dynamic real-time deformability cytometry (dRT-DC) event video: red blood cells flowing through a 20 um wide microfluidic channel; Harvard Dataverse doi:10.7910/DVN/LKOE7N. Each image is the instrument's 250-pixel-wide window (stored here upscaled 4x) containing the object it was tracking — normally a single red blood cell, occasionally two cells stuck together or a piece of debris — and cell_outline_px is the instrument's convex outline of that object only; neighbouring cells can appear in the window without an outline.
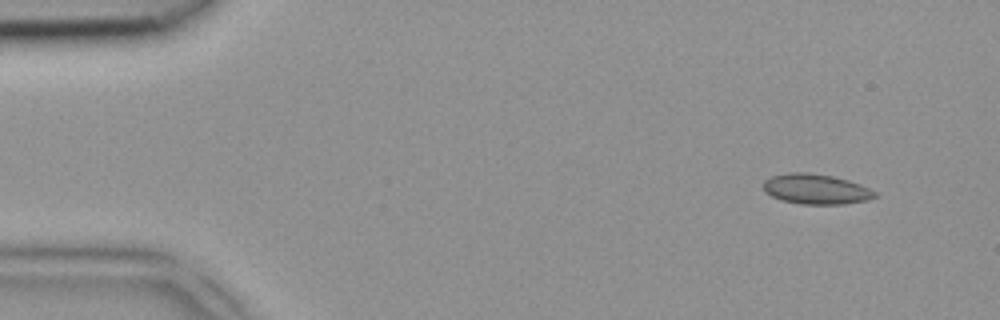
{"species": "common noctule bat (a hibernating species)", "species_latin": "Nyctalus noctula", "temperature_condition": "room temperature", "stored_images_in_passage": 4, "camera_frame_rate_fps": 3000, "um_per_image_px": 0.085, "animal": {"sex": "female", "body_mass_g": 18.4}, "frame": {"image": 1, "passage_image": 1, "time_ms": 0.0, "image_size_px": [1000, 320], "cell_outline_px": [[876, 196], [864, 200], [840, 204], [800, 204], [784, 200], [772, 196], [764, 192], [764, 180], [772, 176], [788, 172], [808, 172], [832, 176], [848, 180], [860, 184], [876, 192]], "centroid_in_image_um": [69.32, 16.06], "position_along_channel_um": 15.7, "area_um2": 19.36}}
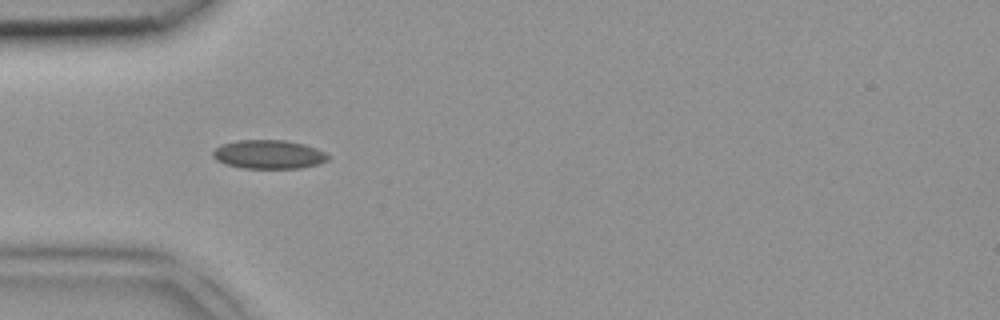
{"frame": {"image": 2, "passage_image": 3, "time_ms": 0.667, "image_size_px": [1000, 320], "cell_outline_px": [[332, 156], [328, 160], [320, 164], [300, 168], [244, 168], [224, 164], [216, 160], [212, 156], [212, 152], [220, 144], [236, 140], [284, 140], [304, 144], [316, 148]], "centroid_in_image_um": [22.84, 13.12], "position_along_channel_um": 62.2, "area_um2": 19.54}}